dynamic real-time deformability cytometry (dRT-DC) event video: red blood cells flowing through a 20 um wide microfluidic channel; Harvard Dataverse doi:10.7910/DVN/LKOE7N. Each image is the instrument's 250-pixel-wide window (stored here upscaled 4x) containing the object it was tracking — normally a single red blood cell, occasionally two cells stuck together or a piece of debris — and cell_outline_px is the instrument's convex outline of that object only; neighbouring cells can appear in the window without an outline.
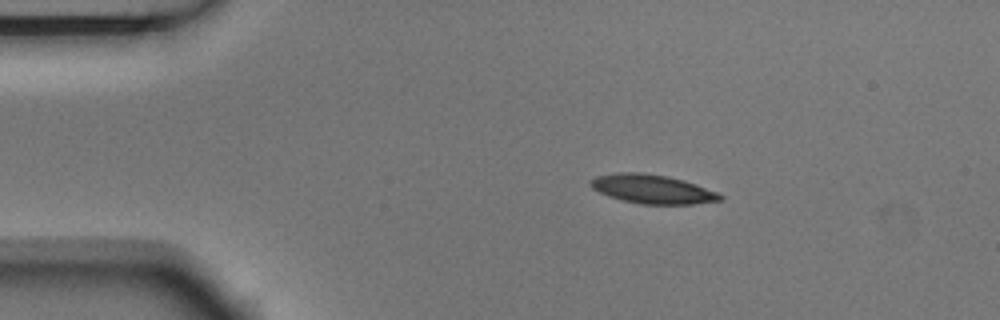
{"species": "Egyptian fruit bat (a non-hibernating species)", "species_latin": "Rousettus aegyptiacus", "temperature_condition": "room temperature", "stored_images_in_passage": 8, "camera_frame_rate_fps": 3000, "um_per_image_px": 0.085, "animal": {"sex": "male"}, "frame": {"image": 1, "passage_image": 1, "time_ms": 0.0, "image_size_px": [1000, 320], "cell_outline_px": [[724, 200], [692, 204], [640, 204], [608, 196], [592, 188], [588, 184], [588, 180], [596, 176], [616, 172], [644, 172], [668, 176], [684, 180], [696, 184], [716, 192], [724, 196]], "centroid_in_image_um": [55.43, 16.06], "position_along_channel_um": 29.6, "area_um2": 22.02}}
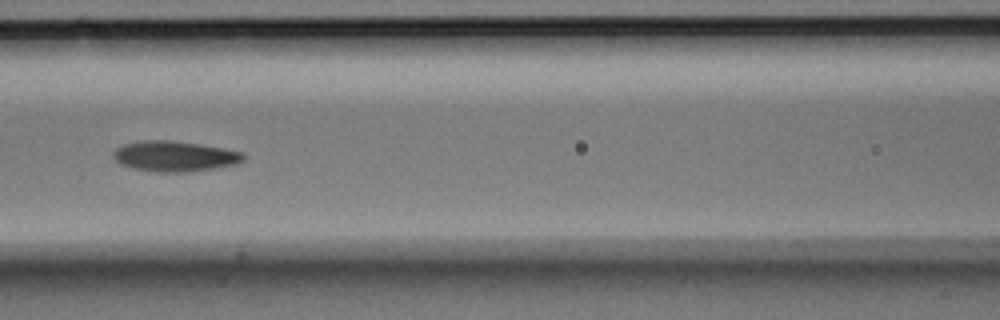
{"frame": {"image": 2, "passage_image": 5, "time_ms": 1.333, "image_size_px": [1000, 320], "cell_outline_px": [[244, 160], [236, 164], [216, 168], [188, 172], [156, 172], [132, 168], [120, 164], [112, 156], [112, 152], [116, 148], [124, 144], [140, 140], [168, 140], [200, 144], [224, 148], [244, 152]], "centroid_in_image_um": [14.84, 13.28], "position_along_channel_um": 151.8, "area_um2": 23.29}}
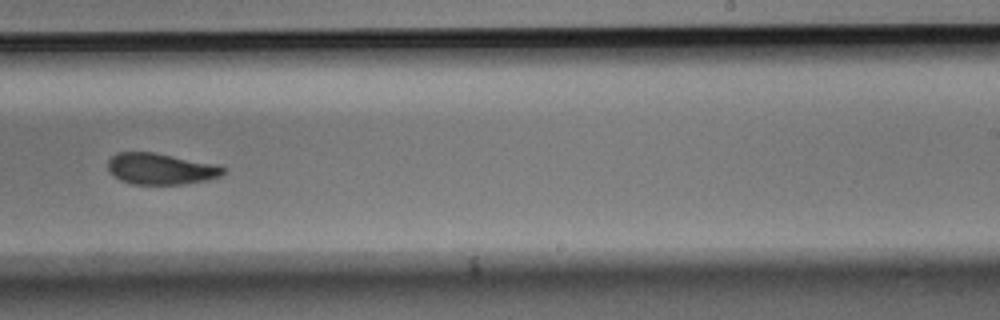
{"frame": {"image": 3, "passage_image": 8, "time_ms": 2.333, "image_size_px": [1000, 320], "cell_outline_px": [[224, 172], [220, 176], [208, 180], [180, 184], [132, 184], [120, 180], [112, 176], [108, 172], [108, 160], [116, 152], [152, 152], [220, 164], [224, 168]], "centroid_in_image_um": [13.65, 14.34], "position_along_channel_um": 275.4, "area_um2": 21.21}}